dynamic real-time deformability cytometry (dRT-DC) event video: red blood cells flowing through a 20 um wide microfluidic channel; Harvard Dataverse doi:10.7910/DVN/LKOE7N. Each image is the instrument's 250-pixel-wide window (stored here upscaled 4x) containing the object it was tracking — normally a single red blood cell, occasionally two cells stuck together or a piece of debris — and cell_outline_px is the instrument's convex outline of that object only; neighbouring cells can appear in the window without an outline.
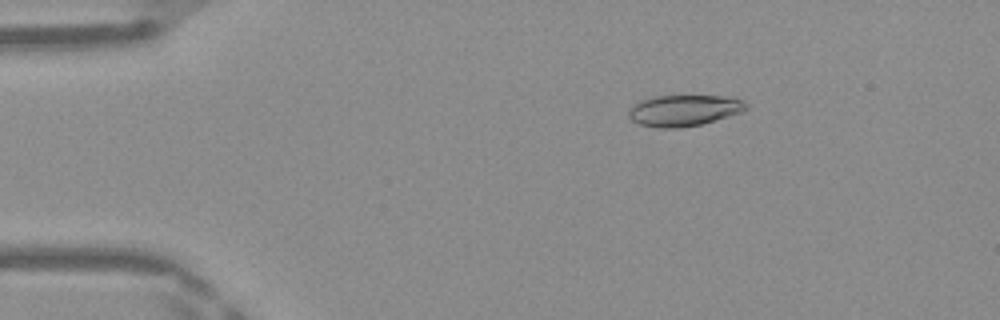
{"species": "Egyptian fruit bat (a non-hibernating species)", "species_latin": "Rousettus aegyptiacus", "temperature_condition": "warm", "stored_images_in_passage": 48, "camera_frame_rate_fps": 3000, "um_per_image_px": 0.085, "frame": {"image": 1, "passage_image": 8, "time_ms": 2.333, "image_size_px": [1000, 320], "cell_outline_px": [[748, 108], [740, 112], [728, 116], [700, 124], [680, 128], [660, 128], [640, 124], [632, 120], [628, 116], [628, 108], [632, 104], [640, 100], [656, 96], [732, 96], [748, 104]], "centroid_in_image_um": [58.1, 9.38], "position_along_channel_um": 26.9, "area_um2": 21.33}}
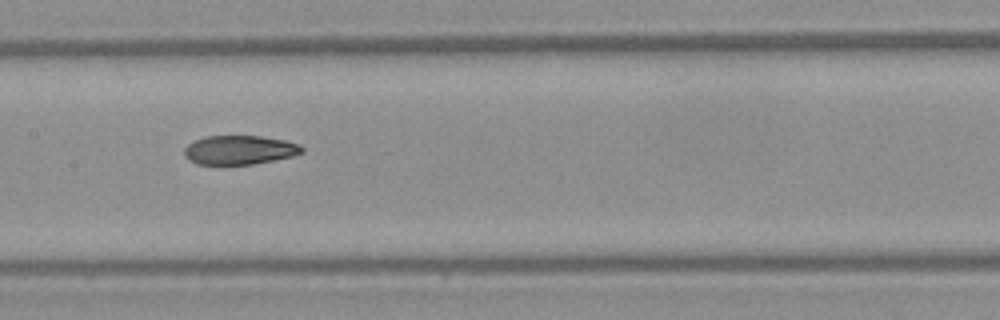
{"frame": {"image": 2, "passage_image": 24, "time_ms": 7.667, "image_size_px": [1000, 320], "cell_outline_px": [[304, 152], [292, 156], [252, 164], [196, 164], [188, 160], [184, 156], [184, 148], [188, 144], [204, 136], [260, 136], [284, 140], [296, 144], [304, 148]], "centroid_in_image_um": [20.32, 12.75], "position_along_channel_um": 187.1, "area_um2": 19.77}}
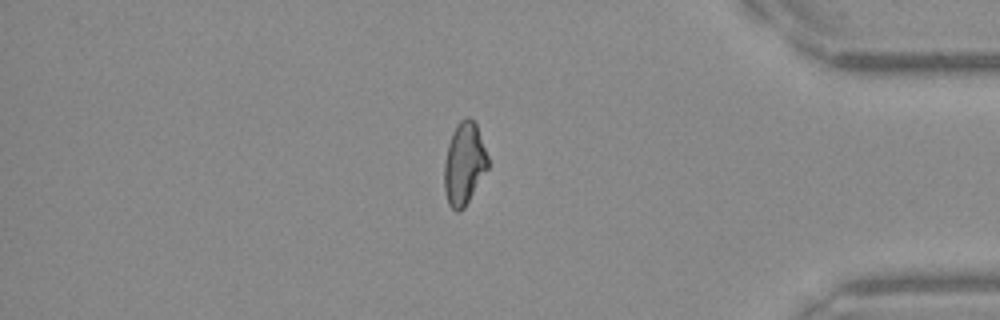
{"frame": {"image": 3, "passage_image": 41, "time_ms": 13.333, "image_size_px": [1000, 320], "cell_outline_px": [[488, 168], [464, 208], [460, 212], [456, 212], [448, 204], [444, 188], [444, 164], [448, 144], [452, 132], [456, 124], [464, 116], [468, 116], [476, 124], [488, 156]], "centroid_in_image_um": [39.44, 13.91], "position_along_channel_um": 395.8, "area_um2": 20.98}, "authors_computed_cell_mechanics": {"area_um2": 21.2704, "velocity_mm_per_s": 4.2074, "shape_relaxation_time_tau1_ms": null, "shape_relaxation_time_tau2_ms": 2.7206, "deformation_change_tau1": null, "deformation_change_tau2": 0.0986}}